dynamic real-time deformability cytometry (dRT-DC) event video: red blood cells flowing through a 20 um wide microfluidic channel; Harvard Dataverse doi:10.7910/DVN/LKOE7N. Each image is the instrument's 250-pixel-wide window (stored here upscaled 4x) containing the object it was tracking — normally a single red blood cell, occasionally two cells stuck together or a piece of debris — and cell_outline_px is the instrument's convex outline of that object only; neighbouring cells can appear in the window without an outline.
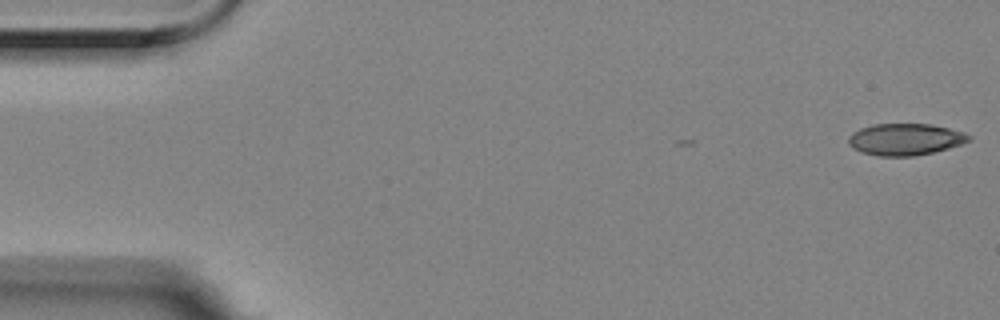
{"species": "Egyptian fruit bat (a non-hibernating species)", "species_latin": "Rousettus aegyptiacus", "temperature_condition": "room temperature", "stored_images_in_passage": 5, "camera_frame_rate_fps": 3000, "um_per_image_px": 0.085, "animal": {"sex": "female"}, "frame": {"image": 1, "passage_image": 1, "time_ms": 0.0, "image_size_px": [1000, 320], "cell_outline_px": [[972, 140], [948, 148], [932, 152], [912, 156], [876, 156], [860, 152], [852, 148], [848, 144], [848, 136], [852, 132], [860, 128], [872, 124], [932, 124], [964, 132], [972, 136]], "centroid_in_image_um": [76.91, 11.84], "position_along_channel_um": 8.1, "area_um2": 22.43}}
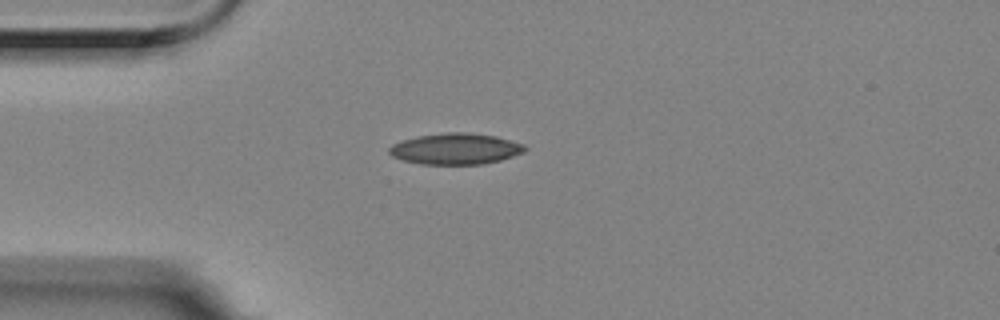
{"frame": {"image": 2, "passage_image": 5, "time_ms": 1.333, "image_size_px": [1000, 320], "cell_outline_px": [[528, 148], [524, 152], [500, 160], [484, 164], [420, 164], [404, 160], [392, 156], [388, 152], [388, 148], [392, 144], [416, 136], [448, 132], [464, 132], [496, 136], [524, 144]], "centroid_in_image_um": [38.72, 12.65], "position_along_channel_um": 46.3, "area_um2": 24.57}}